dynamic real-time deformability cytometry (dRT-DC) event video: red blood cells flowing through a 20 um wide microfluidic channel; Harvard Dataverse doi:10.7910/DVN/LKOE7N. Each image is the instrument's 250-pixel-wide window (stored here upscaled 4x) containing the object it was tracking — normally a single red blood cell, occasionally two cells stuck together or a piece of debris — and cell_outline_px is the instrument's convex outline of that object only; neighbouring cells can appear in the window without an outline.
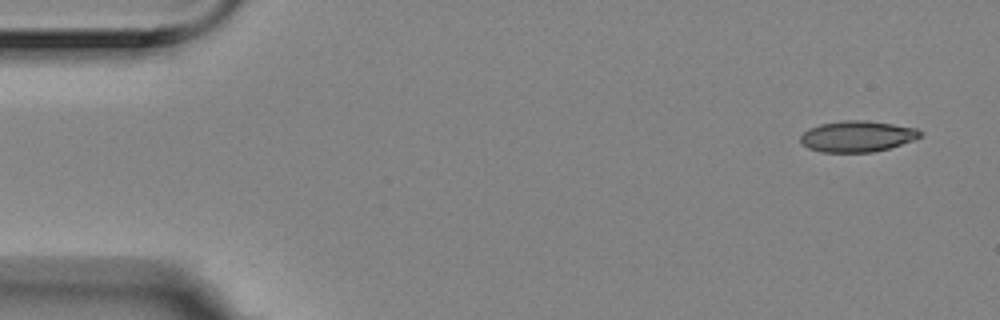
{"species": "Egyptian fruit bat (a non-hibernating species)", "species_latin": "Rousettus aegyptiacus", "temperature_condition": "room temperature", "stored_images_in_passage": 3, "camera_frame_rate_fps": 3000, "um_per_image_px": 0.085, "animal": {"sex": "female"}, "frame": {"image": 1, "passage_image": 1, "time_ms": 0.0, "image_size_px": [1000, 320], "cell_outline_px": [[920, 136], [916, 140], [888, 148], [872, 152], [820, 152], [808, 148], [800, 144], [800, 136], [808, 128], [820, 124], [844, 120], [864, 120], [892, 124], [916, 128], [920, 132]], "centroid_in_image_um": [72.82, 11.59], "position_along_channel_um": 12.2, "area_um2": 21.68}}